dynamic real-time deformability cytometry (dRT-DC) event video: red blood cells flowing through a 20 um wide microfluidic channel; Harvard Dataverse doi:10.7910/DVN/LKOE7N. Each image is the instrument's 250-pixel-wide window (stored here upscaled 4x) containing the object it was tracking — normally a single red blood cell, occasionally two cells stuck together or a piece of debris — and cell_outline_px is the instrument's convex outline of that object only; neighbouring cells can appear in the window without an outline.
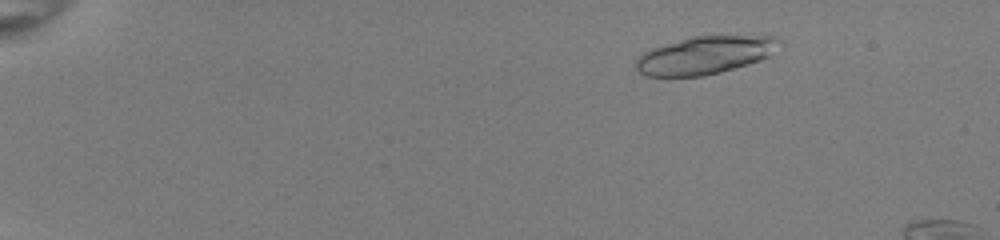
{"species": "common noctule bat (a hibernating species)", "species_latin": "Nyctalus noctula", "temperature_condition": "room temperature", "stored_images_in_passage": 18, "segment_of_instrument_passage": [1, 2], "camera_frame_rate_fps": 3000, "um_per_image_px": 0.085, "animal": {"sex": "female", "body_mass_g": 22.0, "forearm_length_mm": 56.7}, "frame": {"image": 1, "passage_image": 8, "time_ms": 2.333, "image_size_px": [1000, 240], "cell_outline_px": [[780, 40], [768, 56], [760, 60], [748, 64], [704, 76], [644, 76], [636, 68], [636, 60], [644, 52], [652, 48], [688, 36], [776, 36]], "centroid_in_image_um": [59.86, 4.69], "position_along_channel_um": 25.1, "area_um2": 31.21}}